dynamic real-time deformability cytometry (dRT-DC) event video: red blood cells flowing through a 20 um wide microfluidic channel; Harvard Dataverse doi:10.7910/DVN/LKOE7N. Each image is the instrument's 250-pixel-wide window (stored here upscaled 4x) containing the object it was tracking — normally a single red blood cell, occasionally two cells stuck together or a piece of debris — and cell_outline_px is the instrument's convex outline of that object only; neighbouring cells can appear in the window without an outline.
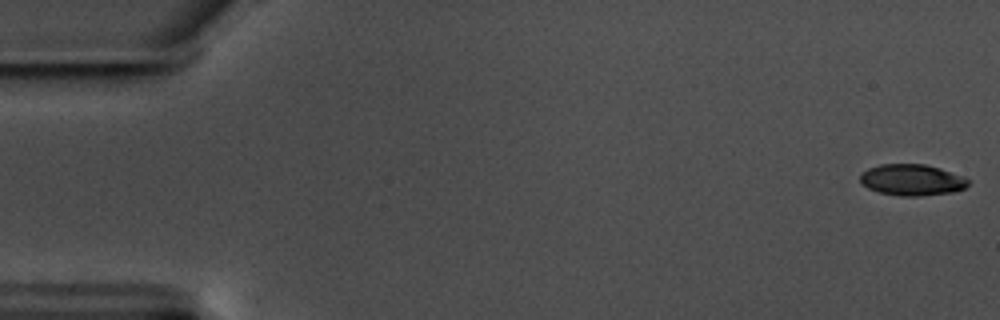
{"species": "common noctule bat (a hibernating species)", "species_latin": "Nyctalus noctula", "temperature_condition": "warm", "stored_images_in_passage": 38, "camera_frame_rate_fps": 3000, "um_per_image_px": 0.085, "animal": {"sex": "male", "body_mass_g": 17.5, "forearm_length_mm": 52.3}, "frame": {"image": 1, "passage_image": 1, "time_ms": 0.0, "image_size_px": [1000, 320], "cell_outline_px": [[972, 180], [964, 188], [952, 192], [920, 196], [900, 196], [880, 192], [868, 188], [860, 180], [860, 176], [868, 168], [880, 164], [924, 164], [940, 168], [964, 176]], "centroid_in_image_um": [77.56, 15.29], "position_along_channel_um": 7.4, "area_um2": 19.65}}
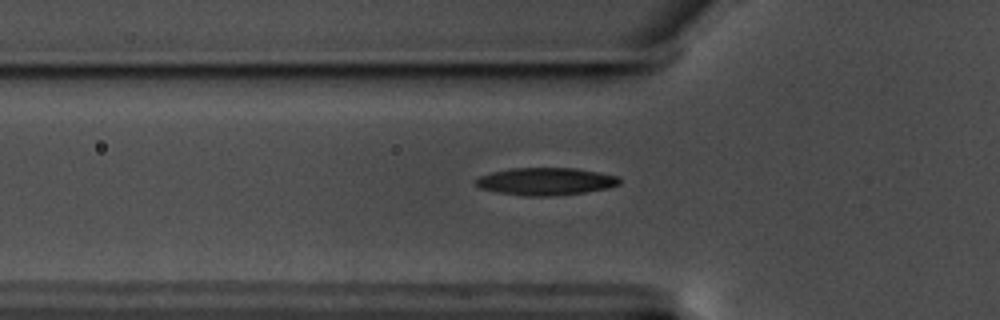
{"frame": {"image": 2, "passage_image": 20, "time_ms": 6.333, "image_size_px": [1000, 320], "cell_outline_px": [[620, 184], [608, 188], [584, 192], [548, 196], [524, 196], [500, 192], [480, 188], [476, 184], [476, 180], [480, 176], [492, 172], [512, 168], [576, 168], [600, 172], [620, 176]], "centroid_in_image_um": [46.44, 15.41], "position_along_channel_um": 79.4, "area_um2": 22.89}}
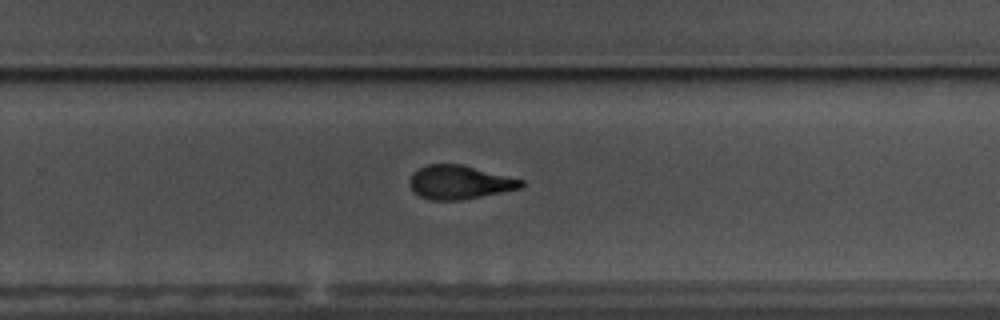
{"frame": {"image": 3, "passage_image": 38, "time_ms": 12.333, "image_size_px": [1000, 320], "cell_outline_px": [[524, 184], [520, 188], [460, 200], [432, 200], [420, 196], [408, 184], [408, 180], [412, 172], [428, 164], [460, 164], [524, 180]], "centroid_in_image_um": [39.01, 15.48], "position_along_channel_um": 290.8, "area_um2": 21.62}}